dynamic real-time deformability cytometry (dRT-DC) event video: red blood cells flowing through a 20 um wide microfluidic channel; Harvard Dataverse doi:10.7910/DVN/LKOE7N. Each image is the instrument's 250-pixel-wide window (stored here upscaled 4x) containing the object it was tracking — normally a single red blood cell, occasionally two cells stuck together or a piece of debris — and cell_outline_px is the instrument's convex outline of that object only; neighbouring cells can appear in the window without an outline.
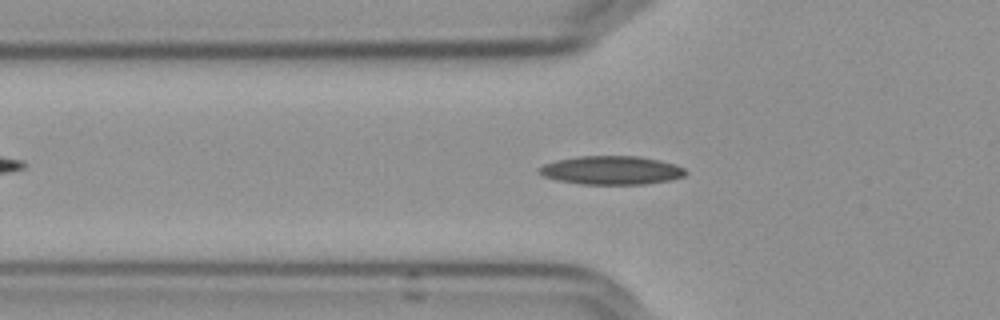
{"species": "Egyptian fruit bat (a non-hibernating species)", "species_latin": "Rousettus aegyptiacus", "temperature_condition": "cold", "stored_images_in_passage": 58, "segment_of_instrument_passage": [1, 2], "camera_frame_rate_fps": 3000, "um_per_image_px": 0.085, "frame": {"image": 1, "passage_image": 20, "time_ms": 6.333, "image_size_px": [1000, 320], "cell_outline_px": [[688, 172], [684, 176], [672, 180], [644, 184], [580, 184], [556, 180], [544, 176], [536, 168], [544, 164], [556, 160], [580, 156], [640, 156], [660, 160], [684, 168]], "centroid_in_image_um": [51.97, 14.47], "position_along_channel_um": 73.8, "area_um2": 24.45}}
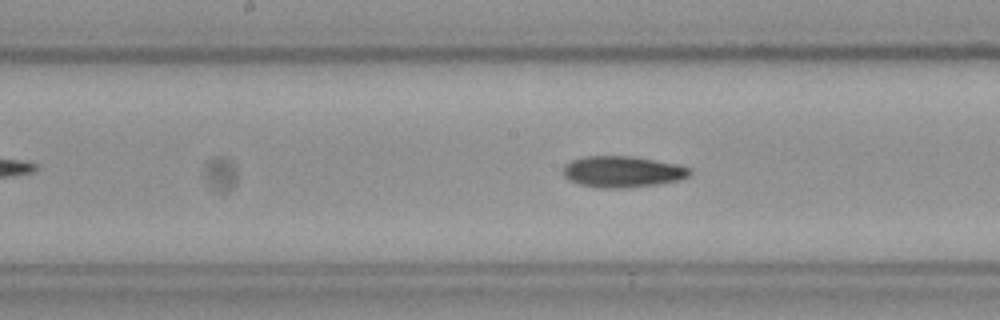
{"frame": {"image": 2, "passage_image": 30, "time_ms": 9.667, "image_size_px": [1000, 320], "cell_outline_px": [[692, 172], [688, 176], [676, 180], [656, 184], [628, 188], [600, 188], [580, 184], [568, 180], [564, 176], [564, 164], [572, 160], [584, 156], [632, 156], [676, 164], [688, 168]], "centroid_in_image_um": [52.86, 14.59], "position_along_channel_um": 195.3, "area_um2": 22.89}}
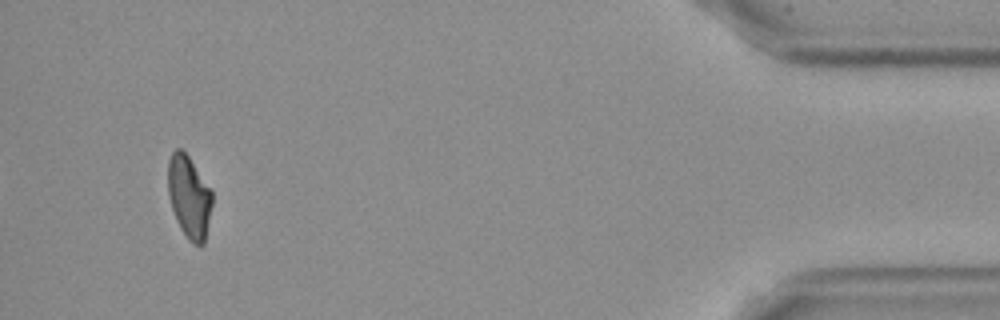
{"frame": {"image": 3, "passage_image": 54, "time_ms": 17.667, "image_size_px": [1000, 320], "cell_outline_px": [[212, 204], [204, 244], [192, 244], [188, 240], [180, 228], [176, 220], [172, 208], [168, 192], [168, 160], [172, 152], [176, 148], [180, 148], [188, 156], [212, 192]], "centroid_in_image_um": [16.06, 16.75], "position_along_channel_um": 419.1, "area_um2": 20.98}}